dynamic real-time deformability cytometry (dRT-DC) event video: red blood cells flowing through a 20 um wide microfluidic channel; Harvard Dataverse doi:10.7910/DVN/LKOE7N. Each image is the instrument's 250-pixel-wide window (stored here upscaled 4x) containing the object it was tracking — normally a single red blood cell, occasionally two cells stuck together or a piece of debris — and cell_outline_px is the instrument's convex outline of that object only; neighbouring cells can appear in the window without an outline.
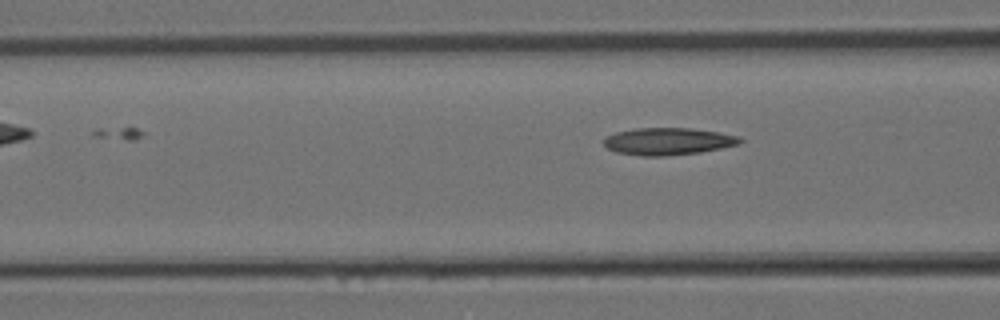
{"species": "Egyptian fruit bat (a non-hibernating species)", "species_latin": "Rousettus aegyptiacus", "temperature_condition": "room temperature", "stored_images_in_passage": 13, "camera_frame_rate_fps": 3000, "um_per_image_px": 0.085, "animal": {"sex": "female"}, "frame": {"image": 1, "passage_image": 13, "time_ms": 4.0, "image_size_px": [1000, 320], "cell_outline_px": [[744, 140], [740, 144], [700, 152], [664, 156], [640, 156], [616, 152], [608, 148], [604, 144], [604, 140], [608, 136], [616, 132], [636, 128], [692, 128], [720, 132], [740, 136]], "centroid_in_image_um": [56.83, 12.01], "position_along_channel_um": 109.8, "area_um2": 21.62}}